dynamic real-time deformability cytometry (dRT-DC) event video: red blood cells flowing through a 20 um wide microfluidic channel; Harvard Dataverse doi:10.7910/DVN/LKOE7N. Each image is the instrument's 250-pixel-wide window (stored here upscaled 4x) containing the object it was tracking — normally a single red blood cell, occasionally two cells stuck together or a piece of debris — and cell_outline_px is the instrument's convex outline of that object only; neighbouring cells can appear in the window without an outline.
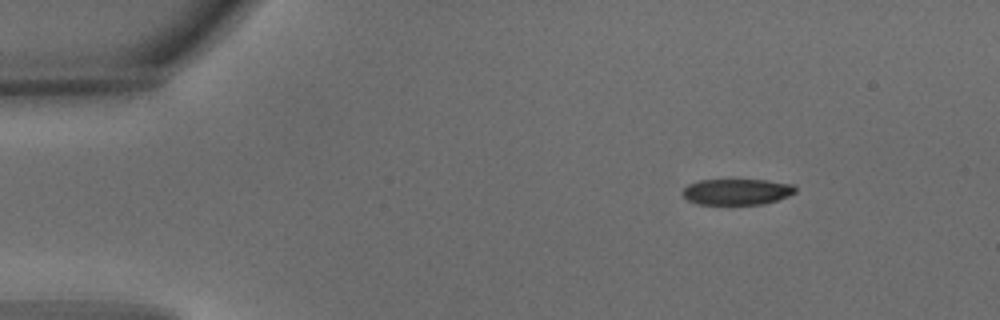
{"species": "common noctule bat (a hibernating species)", "species_latin": "Nyctalus noctula", "temperature_condition": "warm", "stored_images_in_passage": 4, "camera_frame_rate_fps": 3000, "um_per_image_px": 0.085, "animal": {"sex": "male", "body_mass_g": 15.6}, "frame": {"image": 1, "passage_image": 1, "time_ms": 0.0, "image_size_px": [1000, 320], "cell_outline_px": [[796, 192], [788, 196], [764, 204], [696, 204], [688, 200], [684, 196], [684, 188], [688, 184], [700, 180], [768, 180], [792, 184], [796, 188]], "centroid_in_image_um": [62.65, 16.3], "position_along_channel_um": 22.3, "area_um2": 16.99}}
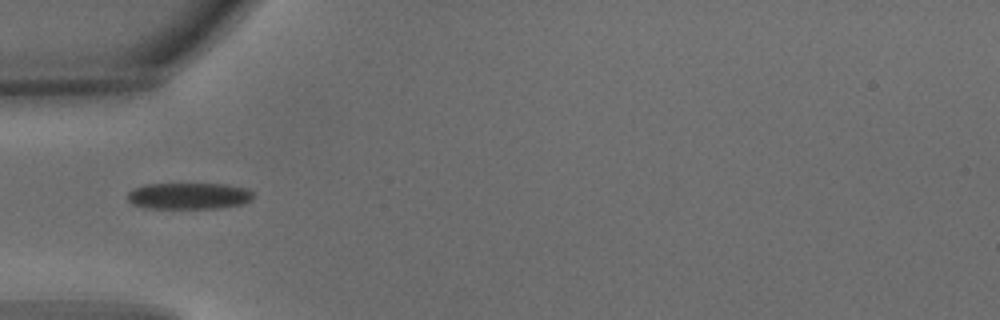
{"frame": {"image": 2, "passage_image": 4, "time_ms": 1.0, "image_size_px": [1000, 320], "cell_outline_px": [[252, 200], [244, 204], [220, 208], [144, 208], [132, 204], [128, 200], [128, 192], [132, 188], [144, 184], [224, 184], [248, 188], [252, 192]], "centroid_in_image_um": [16.04, 16.65], "position_along_channel_um": 69.0, "area_um2": 19.59}}